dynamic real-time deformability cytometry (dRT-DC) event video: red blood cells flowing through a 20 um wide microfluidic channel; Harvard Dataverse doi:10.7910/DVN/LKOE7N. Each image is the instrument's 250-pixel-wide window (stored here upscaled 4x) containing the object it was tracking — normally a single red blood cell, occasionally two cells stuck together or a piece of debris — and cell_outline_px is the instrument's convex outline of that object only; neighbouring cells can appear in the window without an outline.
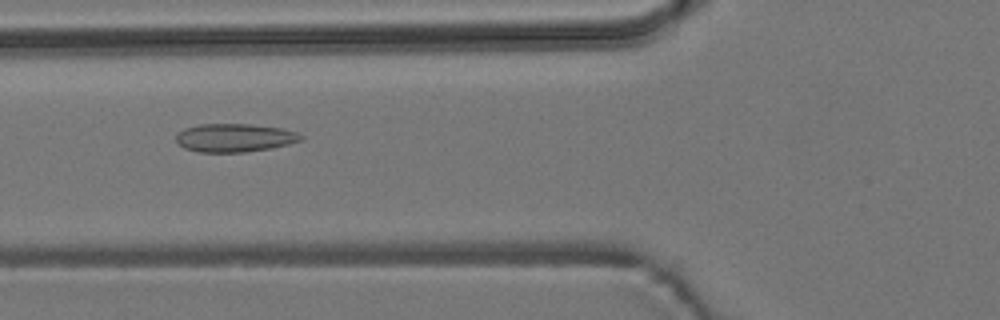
{"species": "common noctule bat (a hibernating species)", "species_latin": "Nyctalus noctula", "temperature_condition": "room temperature", "stored_images_in_passage": 54, "camera_frame_rate_fps": 3000, "um_per_image_px": 0.085, "animal": {"sex": "male", "body_mass_g": 19.2, "forearm_length_mm": 51.8}, "frame": {"image": 1, "passage_image": 20, "time_ms": 6.333, "image_size_px": [1000, 320], "cell_outline_px": [[304, 140], [272, 148], [244, 152], [200, 152], [184, 148], [176, 140], [176, 136], [184, 128], [200, 124], [248, 124], [280, 128], [296, 132], [304, 136]], "centroid_in_image_um": [19.96, 11.71], "position_along_channel_um": 105.8, "area_um2": 20.52}}
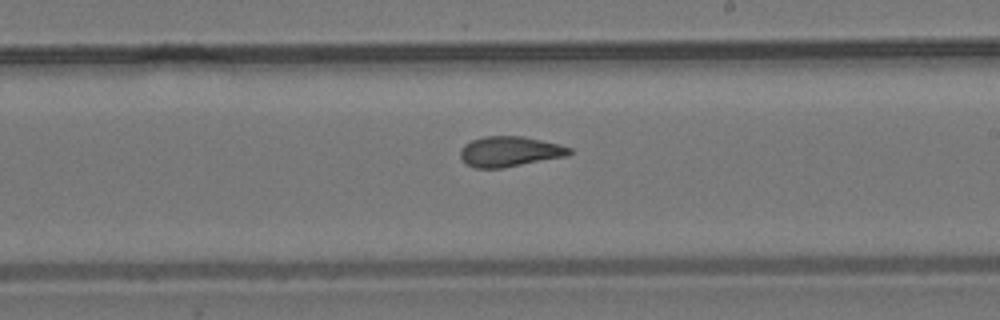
{"frame": {"image": 2, "passage_image": 31, "time_ms": 10.0, "image_size_px": [1000, 320], "cell_outline_px": [[572, 152], [564, 156], [504, 168], [476, 168], [464, 164], [460, 156], [460, 148], [464, 144], [472, 140], [484, 136], [524, 136], [560, 144], [572, 148]], "centroid_in_image_um": [43.28, 12.88], "position_along_channel_um": 245.7, "area_um2": 19.36}}
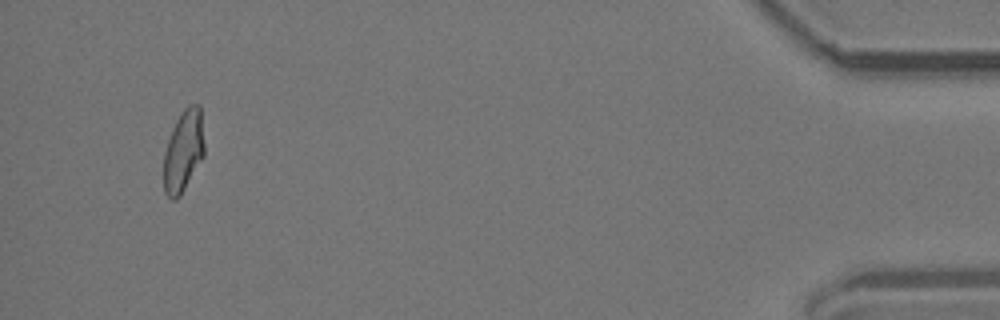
{"frame": {"image": 3, "passage_image": 51, "time_ms": 16.667, "image_size_px": [1000, 320], "cell_outline_px": [[204, 156], [180, 196], [176, 200], [172, 200], [164, 192], [164, 152], [172, 128], [180, 112], [188, 104], [200, 104], [204, 144]], "centroid_in_image_um": [15.59, 12.82], "position_along_channel_um": 419.6, "area_um2": 19.48}, "authors_computed_cell_mechanics": {"area_um2": 19.9121, "velocity_mm_per_s": 3.7973, "shape_relaxation_time_tau1_ms": null, "shape_relaxation_time_tau2_ms": 1.3961, "deformation_change_tau1": null, "deformation_change_tau2": 0.0868}}